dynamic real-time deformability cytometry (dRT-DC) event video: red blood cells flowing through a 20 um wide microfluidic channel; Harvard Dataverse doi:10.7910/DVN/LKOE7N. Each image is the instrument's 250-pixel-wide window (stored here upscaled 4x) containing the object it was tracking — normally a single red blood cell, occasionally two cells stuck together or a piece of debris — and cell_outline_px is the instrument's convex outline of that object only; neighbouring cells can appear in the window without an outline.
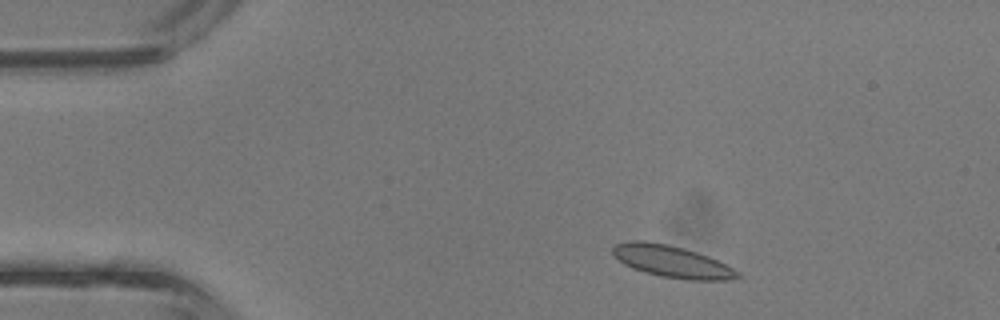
{"species": "common noctule bat (a hibernating species)", "species_latin": "Nyctalus noctula", "temperature_condition": "room temperature", "stored_images_in_passage": 4, "camera_frame_rate_fps": 3000, "um_per_image_px": 0.085, "animal": {"sex": "male", "body_mass_g": 13.3}, "frame": {"image": 1, "passage_image": 2, "time_ms": 0.333, "image_size_px": [1000, 320], "cell_outline_px": [[744, 276], [728, 280], [688, 280], [660, 276], [644, 272], [632, 268], [624, 264], [612, 252], [612, 248], [616, 244], [632, 240], [644, 240], [668, 244], [684, 248], [708, 256], [740, 272]], "centroid_in_image_um": [57.12, 22.23], "position_along_channel_um": 27.9, "area_um2": 23.18}}
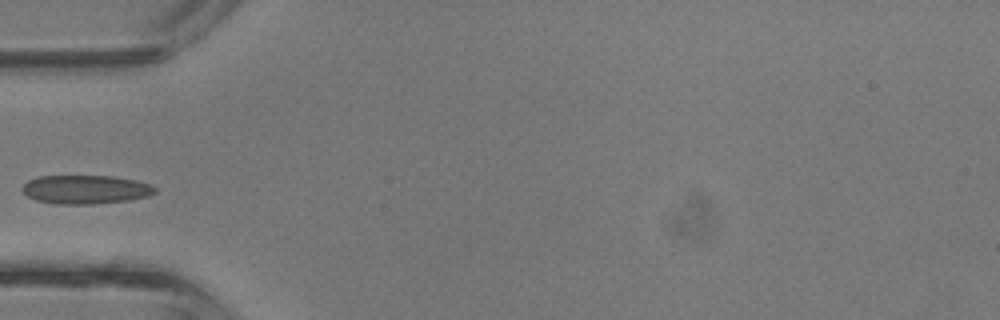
{"frame": {"image": 2, "passage_image": 4, "time_ms": 1.0, "image_size_px": [1000, 320], "cell_outline_px": [[156, 192], [148, 196], [128, 200], [92, 204], [56, 204], [36, 200], [28, 196], [20, 188], [28, 180], [36, 176], [116, 176], [136, 180], [152, 184], [156, 188]], "centroid_in_image_um": [7.28, 16.1], "position_along_channel_um": 77.7, "area_um2": 22.37}}